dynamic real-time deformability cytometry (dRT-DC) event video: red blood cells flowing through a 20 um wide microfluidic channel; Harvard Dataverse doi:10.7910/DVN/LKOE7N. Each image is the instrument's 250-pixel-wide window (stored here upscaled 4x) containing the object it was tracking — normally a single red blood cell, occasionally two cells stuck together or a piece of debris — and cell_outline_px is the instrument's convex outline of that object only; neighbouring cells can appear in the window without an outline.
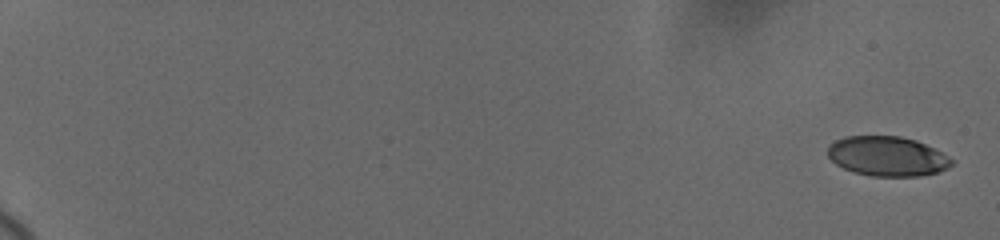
{"species": "human", "species_latin": "Homo sapiens", "temperature_condition": "cold", "stored_images_in_passage": 15, "camera_frame_rate_fps": 3000, "um_per_image_px": 0.085, "donor": {"sex": "female"}, "frame": {"image": 1, "passage_image": 1, "time_ms": 0.0, "image_size_px": [1000, 240], "cell_outline_px": [[956, 160], [948, 168], [936, 172], [920, 176], [872, 176], [852, 172], [836, 164], [828, 156], [828, 144], [844, 136], [900, 136], [916, 140]], "centroid_in_image_um": [75.4, 13.28], "position_along_channel_um": 9.6, "area_um2": 28.67}}
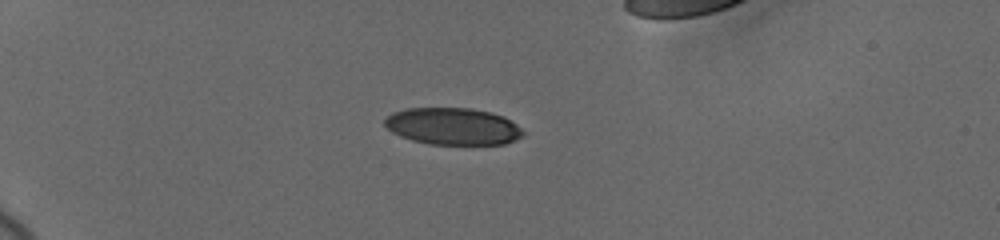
{"frame": {"image": 2, "passage_image": 10, "time_ms": 5.667, "image_size_px": [1000, 240], "cell_outline_px": [[524, 136], [516, 140], [504, 144], [428, 144], [412, 140], [400, 136], [392, 132], [384, 124], [384, 120], [392, 112], [404, 108], [472, 108], [492, 112], [504, 116], [516, 124], [524, 132]], "centroid_in_image_um": [38.5, 10.73], "position_along_channel_um": 46.5, "area_um2": 30.0}}
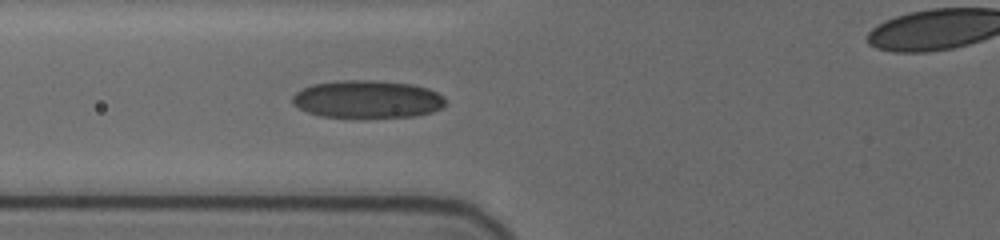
{"frame": {"image": 3, "passage_image": 14, "time_ms": 8.333, "image_size_px": [1000, 240], "cell_outline_px": [[444, 104], [440, 108], [432, 112], [412, 116], [320, 116], [308, 112], [292, 104], [292, 96], [296, 92], [312, 84], [340, 80], [372, 80], [412, 84], [428, 88], [444, 96]], "centroid_in_image_um": [31.21, 8.41], "position_along_channel_um": 94.6, "area_um2": 33.12}}